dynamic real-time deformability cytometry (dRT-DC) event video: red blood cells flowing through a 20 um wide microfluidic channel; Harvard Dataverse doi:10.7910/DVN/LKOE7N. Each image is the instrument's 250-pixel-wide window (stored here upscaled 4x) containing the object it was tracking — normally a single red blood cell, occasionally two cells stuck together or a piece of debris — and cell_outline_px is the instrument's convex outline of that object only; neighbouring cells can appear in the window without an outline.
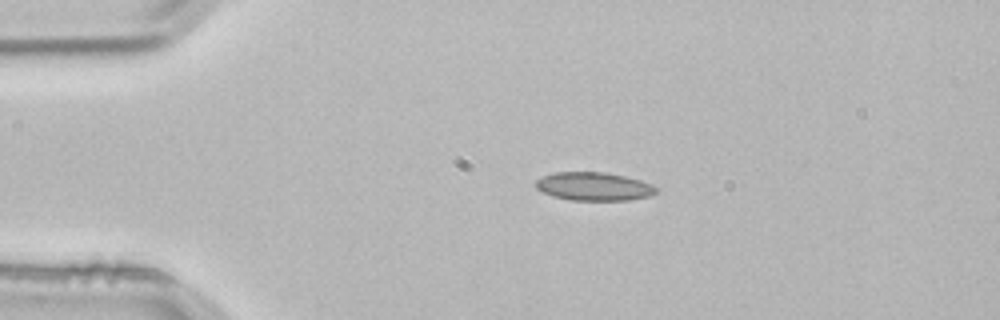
{"species": "common noctule bat (a hibernating species)", "species_latin": "Nyctalus noctula", "temperature_condition": "room temperature", "stored_images_in_passage": 3, "camera_frame_rate_fps": 3000, "um_per_image_px": 0.085, "animal": {"sex": "male", "body_mass_g": 21.5, "forearm_length_mm": 52.0}, "frame": {"image": 1, "passage_image": 3, "time_ms": 0.667, "image_size_px": [1000, 320], "cell_outline_px": [[656, 192], [652, 196], [628, 200], [572, 200], [552, 196], [536, 188], [536, 180], [552, 172], [604, 172], [624, 176], [640, 180], [652, 184], [656, 188]], "centroid_in_image_um": [50.49, 15.84], "position_along_channel_um": 34.5, "area_um2": 19.83}}